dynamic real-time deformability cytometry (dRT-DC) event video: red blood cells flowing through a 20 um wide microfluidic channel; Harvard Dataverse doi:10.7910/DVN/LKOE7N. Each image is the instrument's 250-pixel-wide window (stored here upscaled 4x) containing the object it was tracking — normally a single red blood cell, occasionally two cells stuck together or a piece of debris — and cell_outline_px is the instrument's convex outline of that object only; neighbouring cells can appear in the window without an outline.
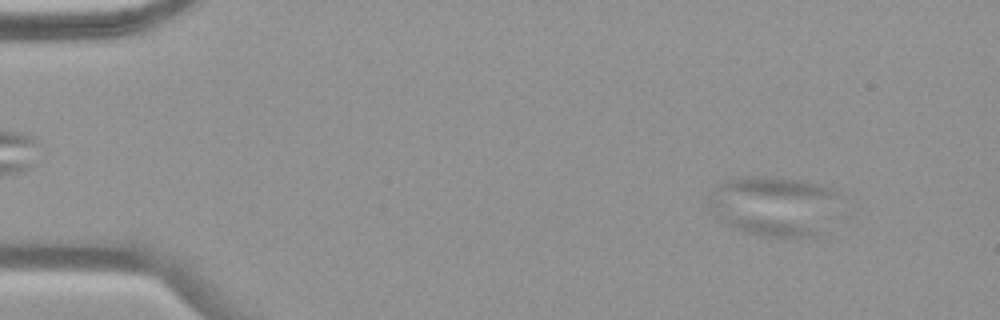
{"species": "common noctule bat (a hibernating species)", "species_latin": "Nyctalus noctula", "temperature_condition": "warm", "stored_images_in_passage": 55, "camera_frame_rate_fps": 3000, "um_per_image_px": 0.085, "animal": {"sex": "female", "body_mass_g": 19.9}, "frame": {"image": 1, "passage_image": 5, "time_ms": 1.333, "image_size_px": [1000, 320], "cell_outline_px": [[844, 196], [820, 236], [760, 236], [744, 232], [732, 228], [720, 220], [708, 208], [708, 188], [724, 180], [740, 176], [776, 176], [804, 180], [836, 188]], "centroid_in_image_um": [65.79, 17.46], "position_along_channel_um": 19.2, "area_um2": 47.45}}
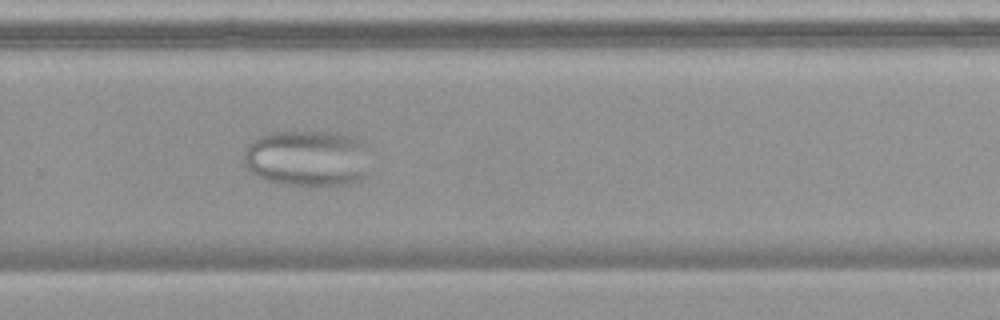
{"frame": {"image": 2, "passage_image": 37, "time_ms": 12.0, "image_size_px": [1000, 320], "cell_outline_px": [[368, 144], [364, 176], [360, 180], [348, 184], [284, 184], [268, 180], [256, 176], [248, 172], [244, 164], [244, 148], [256, 136], [272, 132], [332, 132], [356, 136]], "centroid_in_image_um": [26.08, 13.41], "position_along_channel_um": 303.7, "area_um2": 41.62}}
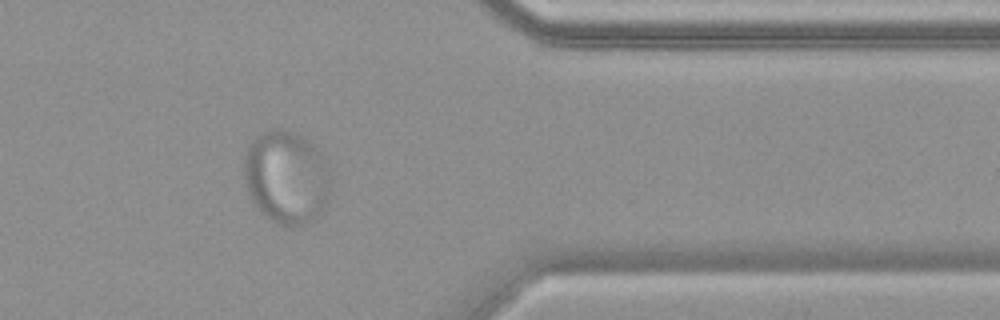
{"frame": {"image": 3, "passage_image": 45, "time_ms": 14.667, "image_size_px": [1000, 320], "cell_outline_px": [[336, 176], [324, 208], [320, 216], [316, 220], [304, 228], [288, 228], [276, 224], [260, 212], [256, 208], [248, 192], [244, 180], [244, 156], [248, 144], [256, 136], [268, 128], [284, 128], [304, 136], [332, 164]], "centroid_in_image_um": [24.43, 15.1], "position_along_channel_um": 387.0, "area_um2": 49.65}}